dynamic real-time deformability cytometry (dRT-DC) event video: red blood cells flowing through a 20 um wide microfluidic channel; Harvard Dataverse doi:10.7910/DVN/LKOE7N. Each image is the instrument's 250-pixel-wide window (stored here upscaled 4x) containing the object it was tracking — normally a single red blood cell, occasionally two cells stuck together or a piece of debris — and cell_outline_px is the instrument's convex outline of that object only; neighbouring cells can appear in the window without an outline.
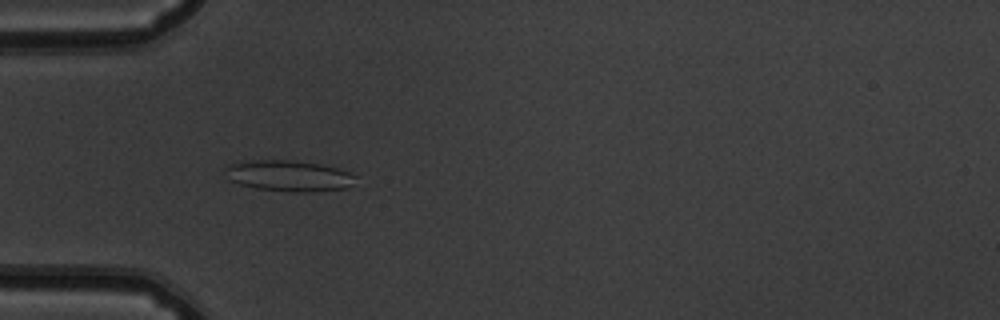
{"species": "common noctule bat (a hibernating species)", "species_latin": "Nyctalus noctula", "temperature_condition": "warm", "stored_images_in_passage": 52, "camera_frame_rate_fps": 3000, "um_per_image_px": 0.085, "animal": {"sex": "male", "body_mass_g": 19.5, "forearm_length_mm": 54.6}, "frame": {"image": 1, "passage_image": 16, "time_ms": 5.0, "image_size_px": [1000, 320], "cell_outline_px": [[356, 176], [352, 184], [348, 188], [308, 192], [288, 192], [256, 188], [240, 184], [228, 180], [224, 172], [224, 168], [228, 164], [252, 160], [292, 160], [320, 164], [336, 168], [348, 172]], "centroid_in_image_um": [24.5, 14.95], "position_along_channel_um": 60.5, "area_um2": 23.64}}
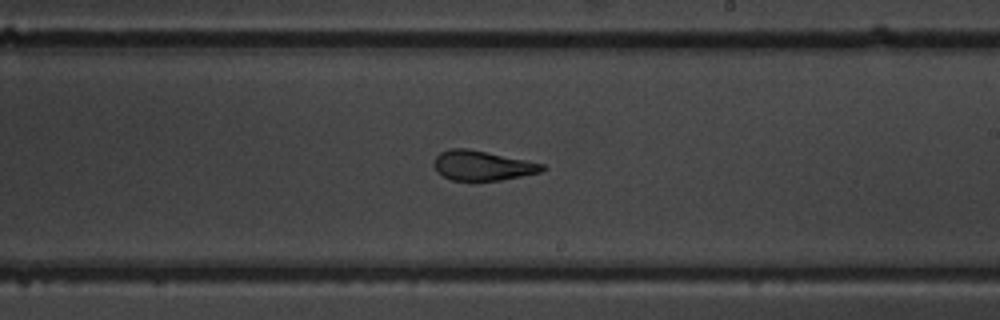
{"frame": {"image": 2, "passage_image": 31, "time_ms": 10.0, "image_size_px": [1000, 320], "cell_outline_px": [[548, 168], [540, 172], [500, 180], [452, 180], [436, 172], [432, 164], [436, 156], [440, 152], [448, 148], [468, 148], [544, 164]], "centroid_in_image_um": [40.96, 14.06], "position_along_channel_um": 248.0, "area_um2": 18.73}}
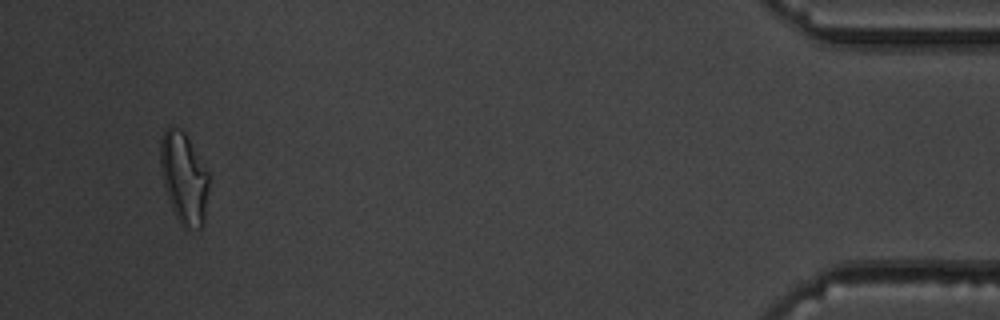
{"frame": {"image": 3, "passage_image": 50, "time_ms": 16.333, "image_size_px": [1000, 320], "cell_outline_px": [[208, 192], [204, 224], [200, 228], [184, 228], [176, 216], [172, 208], [164, 184], [160, 164], [160, 140], [168, 124], [180, 128], [184, 132], [208, 172]], "centroid_in_image_um": [15.63, 15.11], "position_along_channel_um": 419.6, "area_um2": 25.55}, "authors_computed_cell_mechanics": {"area_um2": 21.3571, "velocity_mm_per_s": 3.8209, "shape_relaxation_time_tau1_ms": null, "shape_relaxation_time_tau2_ms": 1.5507, "deformation_change_tau1": null, "deformation_change_tau2": 0.0956}}